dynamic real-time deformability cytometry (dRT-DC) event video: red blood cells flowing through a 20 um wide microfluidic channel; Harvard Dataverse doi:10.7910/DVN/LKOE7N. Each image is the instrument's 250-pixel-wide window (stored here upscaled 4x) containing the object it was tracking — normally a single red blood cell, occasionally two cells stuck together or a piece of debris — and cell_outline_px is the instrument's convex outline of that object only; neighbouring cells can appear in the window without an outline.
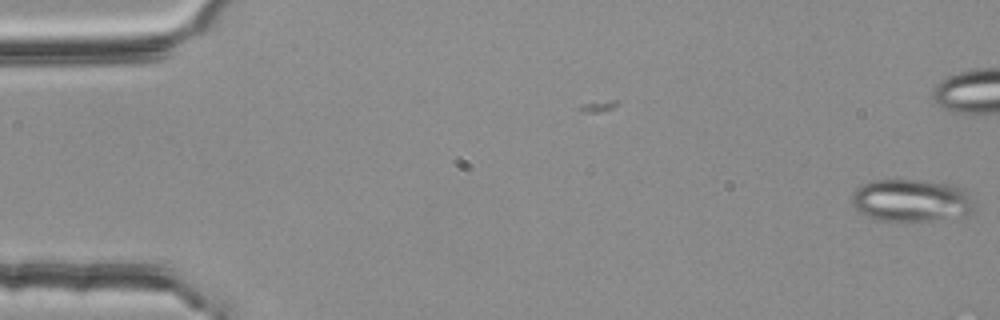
{"species": "common noctule bat (a hibernating species)", "species_latin": "Nyctalus noctula", "temperature_condition": "room temperature", "stored_images_in_passage": 24, "camera_frame_rate_fps": 3000, "um_per_image_px": 0.085, "animal": {"sex": "female", "body_mass_g": 25.1}, "frame": {"image": 1, "passage_image": 1, "time_ms": 0.0, "image_size_px": [1000, 320], "cell_outline_px": [[972, 212], [936, 220], [876, 220], [860, 212], [852, 204], [852, 192], [856, 188], [872, 180], [920, 180], [956, 184], [964, 188], [968, 192], [972, 204]], "centroid_in_image_um": [77.44, 17.01], "position_along_channel_um": 7.6, "area_um2": 30.06}}
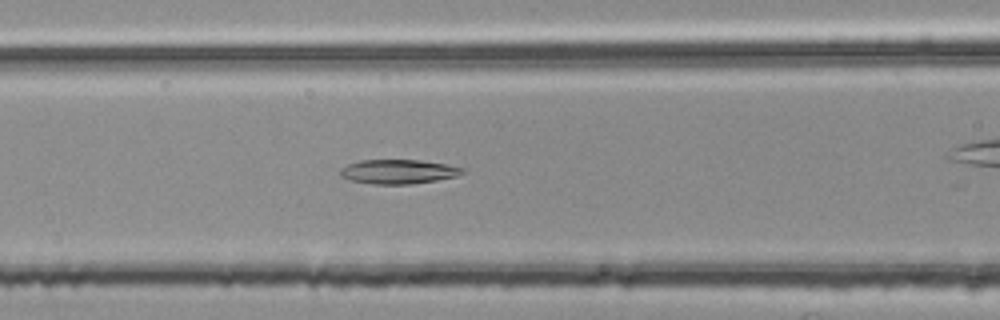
{"frame": {"image": 2, "passage_image": 23, "time_ms": 7.333, "image_size_px": [1000, 320], "cell_outline_px": [[464, 172], [456, 176], [436, 180], [412, 184], [372, 184], [352, 180], [340, 176], [340, 168], [348, 164], [360, 160], [420, 160], [444, 164], [464, 168]], "centroid_in_image_um": [33.83, 14.59], "position_along_channel_um": 132.8, "area_um2": 17.17}}